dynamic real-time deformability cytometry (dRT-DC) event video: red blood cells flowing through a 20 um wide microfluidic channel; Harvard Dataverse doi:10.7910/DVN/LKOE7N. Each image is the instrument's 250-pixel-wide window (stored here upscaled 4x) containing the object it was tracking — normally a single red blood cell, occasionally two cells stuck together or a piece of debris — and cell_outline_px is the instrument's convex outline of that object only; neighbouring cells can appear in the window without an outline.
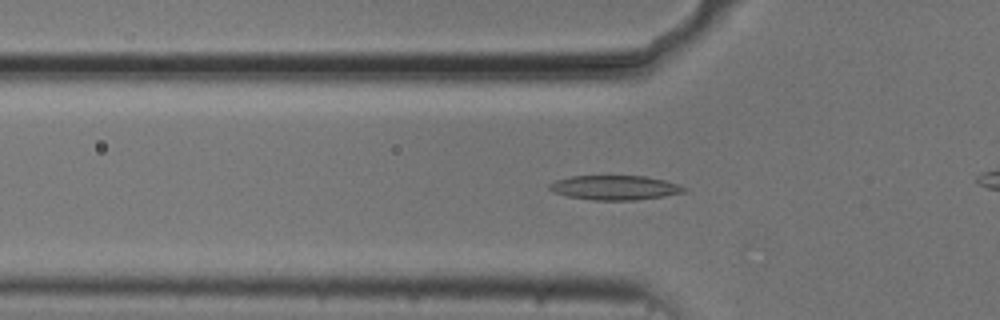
{"species": "common noctule bat (a hibernating species)", "species_latin": "Nyctalus noctula", "temperature_condition": "cold", "stored_images_in_passage": 45, "camera_frame_rate_fps": 3000, "um_per_image_px": 0.085, "animal": {"sex": "male", "body_mass_g": 20.5, "forearm_length_mm": 52.5}, "frame": {"image": 1, "passage_image": 11, "time_ms": 3.333, "image_size_px": [1000, 320], "cell_outline_px": [[688, 188], [684, 192], [664, 196], [636, 200], [592, 200], [568, 196], [552, 192], [548, 188], [548, 184], [556, 180], [568, 176], [644, 176], [664, 180]], "centroid_in_image_um": [52.22, 15.95], "position_along_channel_um": 73.6, "area_um2": 19.19}}
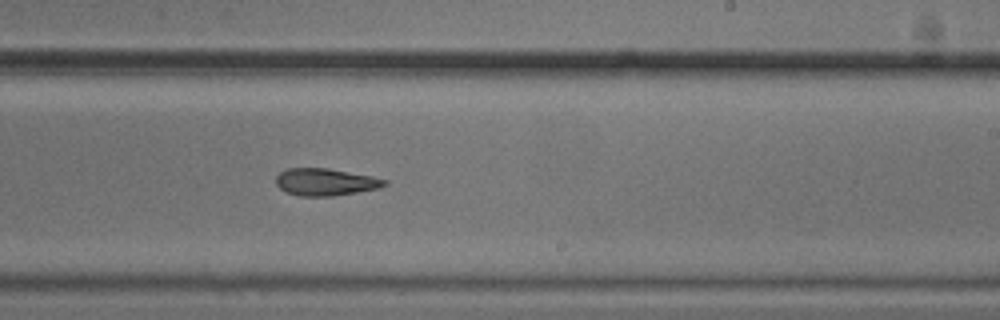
{"frame": {"image": 2, "passage_image": 26, "time_ms": 8.333, "image_size_px": [1000, 320], "cell_outline_px": [[388, 184], [380, 188], [332, 196], [300, 196], [288, 192], [280, 188], [276, 184], [276, 176], [280, 172], [288, 168], [328, 168], [372, 176], [388, 180]], "centroid_in_image_um": [27.68, 15.46], "position_along_channel_um": 261.3, "area_um2": 17.17}}
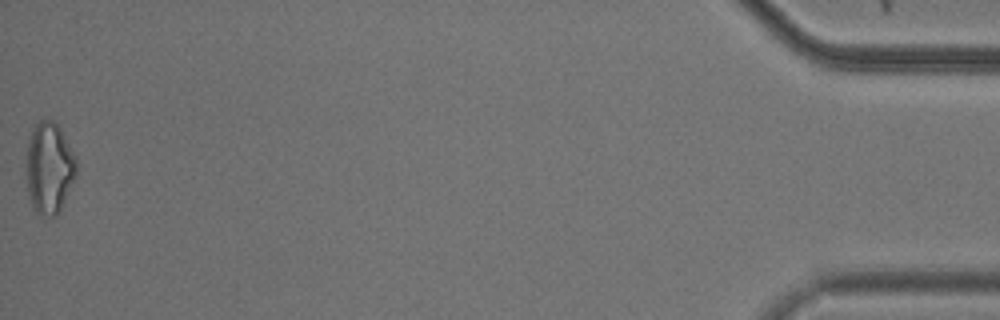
{"frame": {"image": 3, "passage_image": 44, "time_ms": 14.333, "image_size_px": [1000, 320], "cell_outline_px": [[76, 176], [56, 216], [40, 216], [36, 212], [28, 196], [24, 176], [28, 140], [32, 128], [40, 120], [56, 120], [76, 156]], "centroid_in_image_um": [4.15, 14.25], "position_along_channel_um": 431.1, "area_um2": 27.22}}